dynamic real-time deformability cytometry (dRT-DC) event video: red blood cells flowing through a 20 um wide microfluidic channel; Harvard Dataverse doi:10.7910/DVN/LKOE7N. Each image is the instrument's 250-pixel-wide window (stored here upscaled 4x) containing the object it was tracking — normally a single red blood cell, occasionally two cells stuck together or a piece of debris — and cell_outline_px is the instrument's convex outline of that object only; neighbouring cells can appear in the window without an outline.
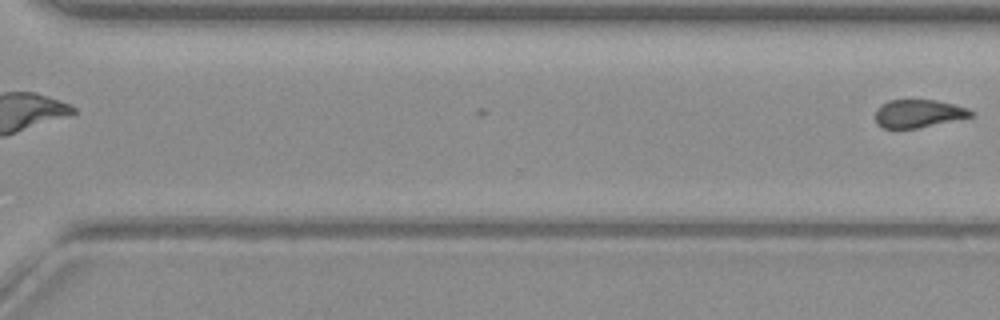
{"species": "common noctule bat (a hibernating species)", "species_latin": "Nyctalus noctula", "temperature_condition": "warm", "stored_images_in_passage": 10, "segment_of_instrument_passage": [2, 2], "camera_frame_rate_fps": 3000, "um_per_image_px": 0.085, "animal": {"sex": "female", "body_mass_g": 19.3, "forearm_length_mm": 54.1}, "frame": {"image": 1, "passage_image": 10, "time_ms": 12.333, "image_size_px": [1000, 320], "cell_outline_px": [[972, 116], [900, 132], [884, 128], [876, 120], [876, 108], [888, 100], [936, 100], [968, 108], [972, 112]], "centroid_in_image_um": [78.0, 9.68], "position_along_channel_um": 292.6, "area_um2": 15.78}}